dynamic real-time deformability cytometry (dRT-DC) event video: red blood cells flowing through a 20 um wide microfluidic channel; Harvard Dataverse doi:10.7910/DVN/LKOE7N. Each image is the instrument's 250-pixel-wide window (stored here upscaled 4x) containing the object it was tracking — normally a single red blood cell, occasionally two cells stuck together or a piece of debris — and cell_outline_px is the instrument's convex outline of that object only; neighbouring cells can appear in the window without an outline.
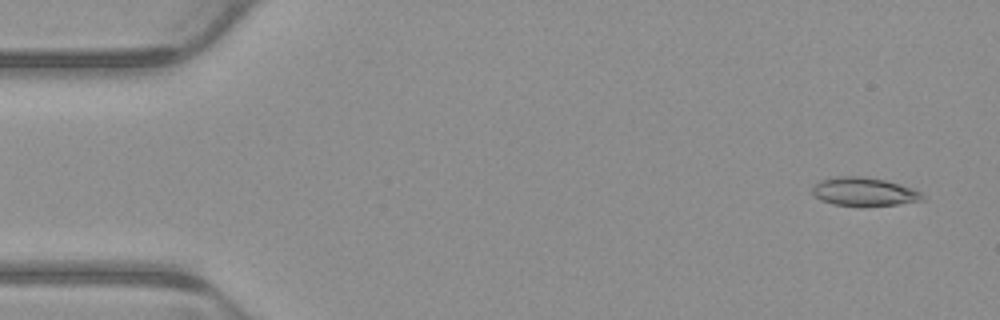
{"species": "common noctule bat (a hibernating species)", "species_latin": "Nyctalus noctula", "temperature_condition": "warm", "stored_images_in_passage": 6, "camera_frame_rate_fps": 3000, "um_per_image_px": 0.085, "animal": {"sex": "male", "body_mass_g": 23.1, "forearm_length_mm": 52.7}, "frame": {"image": 1, "passage_image": 6, "time_ms": 1.667, "image_size_px": [1000, 320], "cell_outline_px": [[924, 200], [896, 204], [864, 208], [832, 204], [820, 200], [812, 192], [812, 188], [820, 180], [836, 176], [860, 176], [884, 180], [900, 184], [912, 188], [920, 192], [924, 196]], "centroid_in_image_um": [73.43, 16.32], "position_along_channel_um": 11.6, "area_um2": 18.61}}